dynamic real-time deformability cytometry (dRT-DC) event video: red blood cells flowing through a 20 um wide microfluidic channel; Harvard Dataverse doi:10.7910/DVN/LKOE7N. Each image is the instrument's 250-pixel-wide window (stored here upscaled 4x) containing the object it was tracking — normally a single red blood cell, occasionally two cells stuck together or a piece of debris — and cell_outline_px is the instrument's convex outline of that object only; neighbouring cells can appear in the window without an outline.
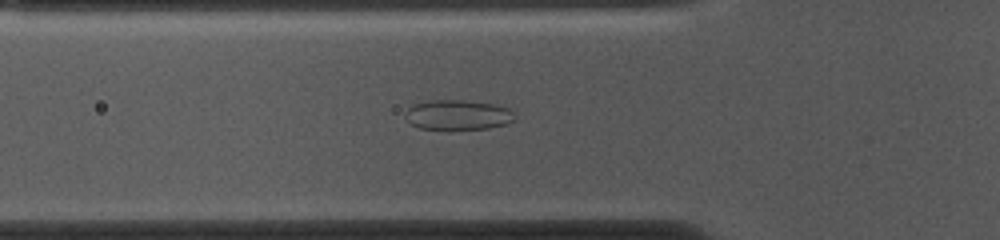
{"species": "common noctule bat (a hibernating species)", "species_latin": "Nyctalus noctula", "temperature_condition": "cold", "stored_images_in_passage": 53, "camera_frame_rate_fps": 3000, "um_per_image_px": 0.085, "animal": {"sex": "female", "body_mass_g": 10.0, "forearm_length_mm": 53.1}, "frame": {"image": 1, "passage_image": 17, "time_ms": 5.333, "image_size_px": [1000, 240], "cell_outline_px": [[516, 120], [504, 124], [488, 128], [448, 132], [420, 128], [412, 124], [404, 116], [404, 112], [412, 104], [432, 100], [464, 100], [496, 104], [508, 108], [516, 116]], "centroid_in_image_um": [38.9, 9.8], "position_along_channel_um": 86.9, "area_um2": 19.88}}
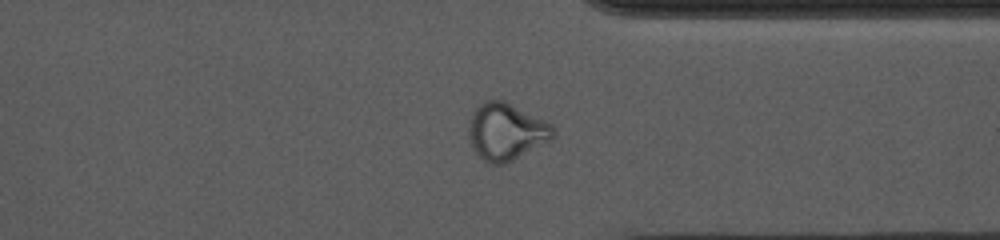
{"frame": {"image": 2, "passage_image": 40, "time_ms": 13.0, "image_size_px": [1000, 240], "cell_outline_px": [[556, 136], [512, 160], [504, 164], [488, 164], [472, 148], [468, 136], [468, 120], [472, 112], [484, 100], [504, 100], [552, 124], [556, 128]], "centroid_in_image_um": [42.99, 11.17], "position_along_channel_um": 368.4, "area_um2": 28.03}}
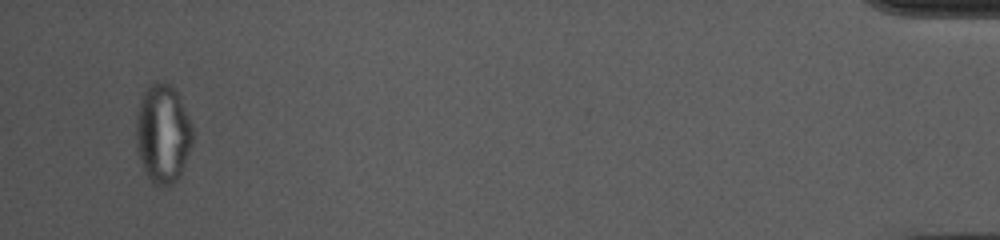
{"frame": {"image": 3, "passage_image": 51, "time_ms": 16.667, "image_size_px": [1000, 240], "cell_outline_px": [[192, 144], [180, 176], [172, 184], [160, 188], [152, 184], [140, 160], [136, 148], [136, 112], [144, 88], [156, 80], [164, 80], [180, 96], [192, 124]], "centroid_in_image_um": [13.83, 11.34], "position_along_channel_um": 421.4, "area_um2": 33.12}, "authors_computed_cell_mechanics": {"area_um2": 26.6458, "velocity_mm_per_s": 3.7079, "shape_relaxation_time_tau1_ms": null, "shape_relaxation_time_tau2_ms": 1.6664, "deformation_change_tau1": null, "deformation_change_tau2": 0.0654}}